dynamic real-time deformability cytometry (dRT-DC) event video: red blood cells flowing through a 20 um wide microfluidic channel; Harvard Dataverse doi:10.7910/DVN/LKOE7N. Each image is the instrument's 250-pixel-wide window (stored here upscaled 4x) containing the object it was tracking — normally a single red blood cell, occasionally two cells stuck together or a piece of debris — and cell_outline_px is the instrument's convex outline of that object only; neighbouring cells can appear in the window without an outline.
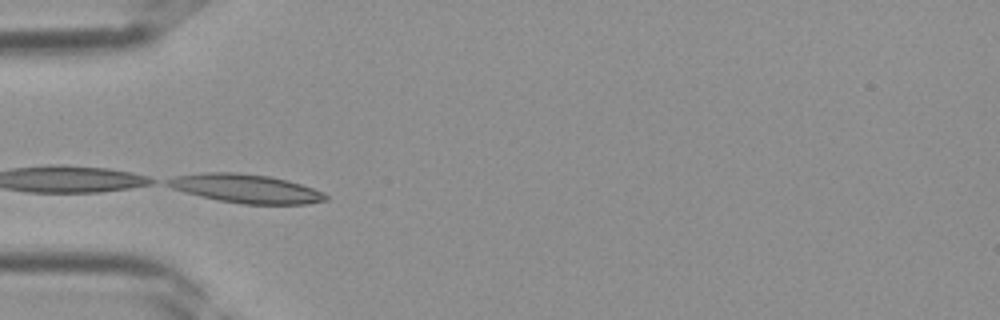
{"species": "Egyptian fruit bat (a non-hibernating species)", "species_latin": "Rousettus aegyptiacus", "temperature_condition": "room temperature", "stored_images_in_passage": 28, "camera_frame_rate_fps": 3000, "um_per_image_px": 0.085, "frame": {"image": 1, "passage_image": 8, "time_ms": 2.333, "image_size_px": [1000, 320], "cell_outline_px": [[328, 200], [304, 204], [244, 204], [220, 200], [200, 196], [172, 188], [164, 184], [164, 180], [172, 176], [204, 172], [236, 172], [268, 176], [288, 180], [324, 192], [328, 196]], "centroid_in_image_um": [20.87, 16.02], "position_along_channel_um": 64.1, "area_um2": 26.47}}
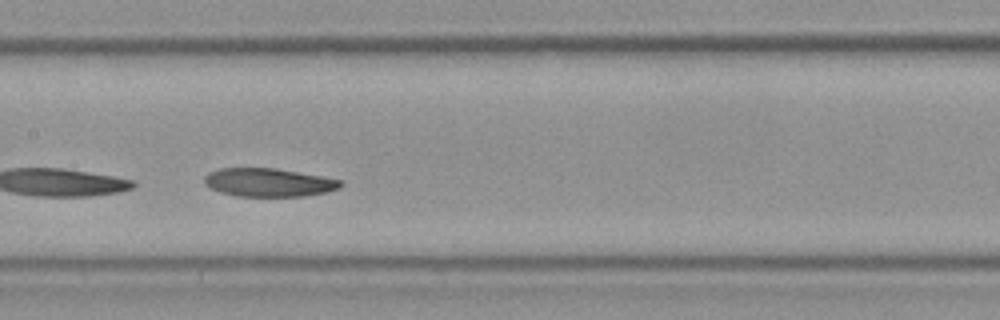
{"frame": {"image": 2, "passage_image": 15, "time_ms": 4.667, "image_size_px": [1000, 320], "cell_outline_px": [[344, 184], [340, 188], [324, 192], [304, 196], [236, 196], [220, 192], [204, 184], [204, 176], [208, 172], [220, 168], [276, 168], [344, 180]], "centroid_in_image_um": [22.84, 15.5], "position_along_channel_um": 184.6, "area_um2": 22.6}}
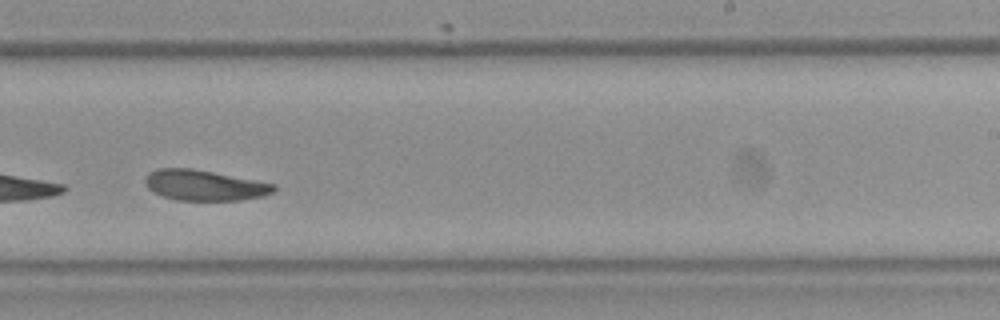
{"frame": {"image": 3, "passage_image": 20, "time_ms": 6.333, "image_size_px": [1000, 320], "cell_outline_px": [[276, 188], [272, 192], [264, 196], [240, 200], [176, 200], [152, 192], [144, 184], [144, 180], [148, 172], [156, 168], [192, 168], [276, 184]], "centroid_in_image_um": [17.33, 15.74], "position_along_channel_um": 271.7, "area_um2": 22.95}}